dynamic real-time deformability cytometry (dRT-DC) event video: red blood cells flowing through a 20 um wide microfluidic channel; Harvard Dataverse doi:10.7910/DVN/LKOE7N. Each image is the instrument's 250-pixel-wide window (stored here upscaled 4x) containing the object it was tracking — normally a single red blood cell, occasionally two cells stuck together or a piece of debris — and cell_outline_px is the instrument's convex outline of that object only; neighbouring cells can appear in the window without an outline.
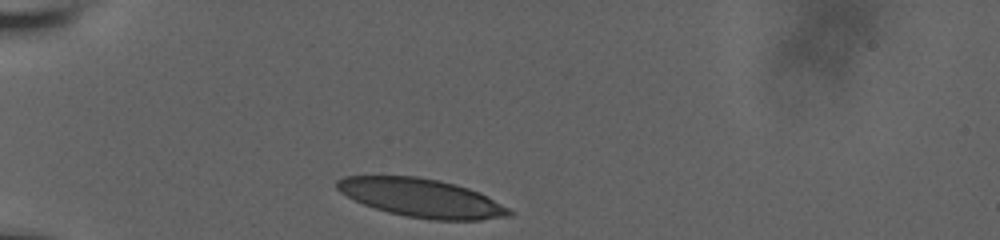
{"species": "human", "species_latin": "Homo sapiens", "temperature_condition": "room temperature", "stored_images_in_passage": 32, "camera_frame_rate_fps": 3000, "um_per_image_px": 0.085, "donor": {"sex": "male"}, "frame": {"image": 1, "passage_image": 1, "time_ms": 0.0, "image_size_px": [1000, 240], "cell_outline_px": [[512, 216], [480, 220], [432, 220], [404, 216], [388, 212], [364, 204], [340, 192], [336, 188], [336, 180], [344, 176], [416, 176], [440, 180], [456, 184], [480, 192], [508, 208], [512, 212]], "centroid_in_image_um": [35.84, 16.82], "position_along_channel_um": 49.2, "area_um2": 38.55}}
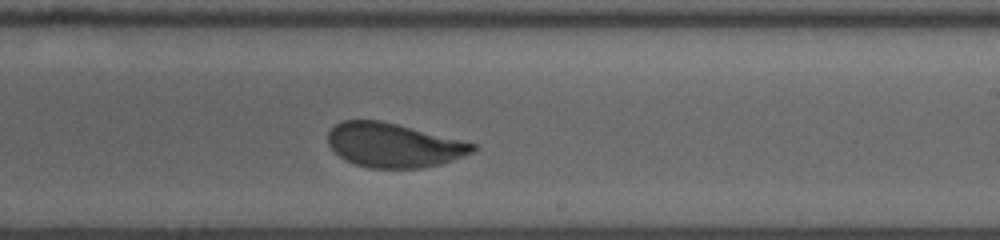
{"frame": {"image": 2, "passage_image": 19, "time_ms": 6.333, "image_size_px": [1000, 240], "cell_outline_px": [[476, 148], [472, 152], [452, 160], [440, 164], [420, 168], [368, 168], [344, 160], [328, 144], [328, 132], [336, 124], [344, 120], [380, 120], [476, 144]], "centroid_in_image_um": [33.42, 12.35], "position_along_channel_um": 255.6, "area_um2": 36.82}}
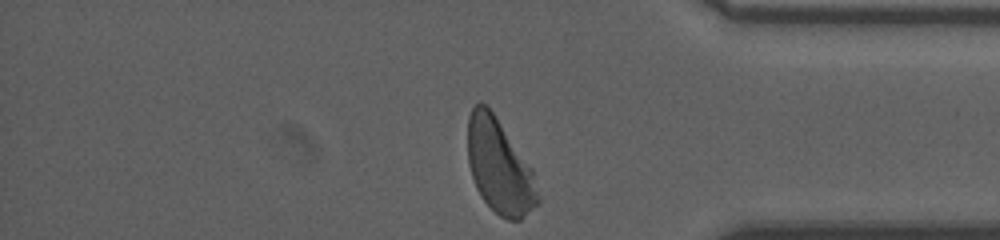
{"frame": {"image": 3, "passage_image": 32, "time_ms": 10.333, "image_size_px": [1000, 240], "cell_outline_px": [[540, 200], [520, 220], [508, 220], [500, 216], [480, 196], [476, 188], [468, 164], [468, 116], [472, 108], [476, 104], [484, 104], [492, 112], [532, 168], [540, 196]], "centroid_in_image_um": [42.45, 14.18], "position_along_channel_um": 392.8, "area_um2": 37.97}, "authors_computed_cell_mechanics": {"area_um2": 38.5237, "velocity_mm_per_s": 3.7512, "shape_relaxation_time_tau1_ms": 3.6347, "shape_relaxation_time_tau2_ms": null, "deformation_change_tau1": 0.1494, "deformation_change_tau2": null}}